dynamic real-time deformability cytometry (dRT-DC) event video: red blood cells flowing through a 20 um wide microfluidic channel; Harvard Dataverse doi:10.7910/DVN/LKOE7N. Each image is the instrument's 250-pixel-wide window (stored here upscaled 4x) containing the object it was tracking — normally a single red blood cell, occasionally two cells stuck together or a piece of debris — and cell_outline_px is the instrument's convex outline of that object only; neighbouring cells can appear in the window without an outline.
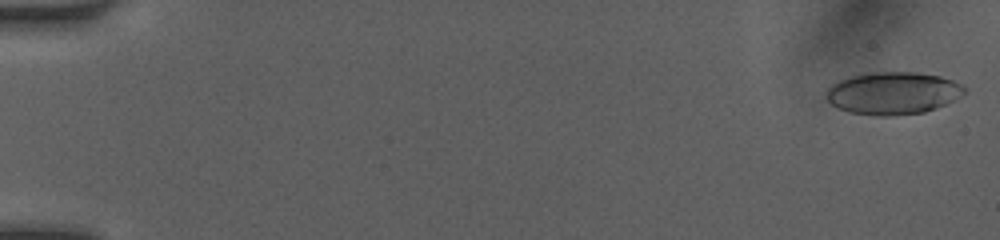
{"species": "human", "species_latin": "Homo sapiens", "temperature_condition": "room temperature", "stored_images_in_passage": 50, "camera_frame_rate_fps": 3000, "um_per_image_px": 0.085, "donor": {"sex": "female"}, "frame": {"image": 1, "passage_image": 1, "time_ms": 0.0, "image_size_px": [1000, 240], "cell_outline_px": [[968, 92], [956, 100], [936, 108], [924, 112], [892, 116], [872, 116], [848, 112], [836, 108], [824, 96], [828, 88], [832, 84], [848, 76], [872, 72], [916, 72], [940, 76], [964, 84], [968, 88]], "centroid_in_image_um": [75.93, 7.92], "position_along_channel_um": 9.1, "area_um2": 34.85}}
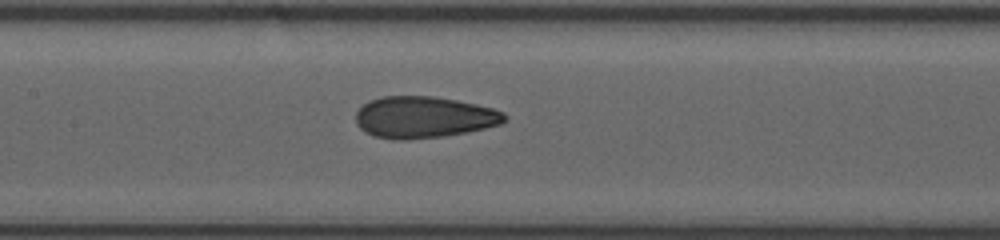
{"frame": {"image": 2, "passage_image": 25, "time_ms": 8.0, "image_size_px": [1000, 240], "cell_outline_px": [[508, 120], [500, 124], [468, 132], [444, 136], [400, 140], [396, 140], [376, 136], [364, 132], [356, 124], [356, 112], [368, 100], [380, 96], [432, 96], [456, 100], [476, 104], [492, 108], [504, 112], [508, 116]], "centroid_in_image_um": [36.03, 9.96], "position_along_channel_um": 171.4, "area_um2": 36.18}}
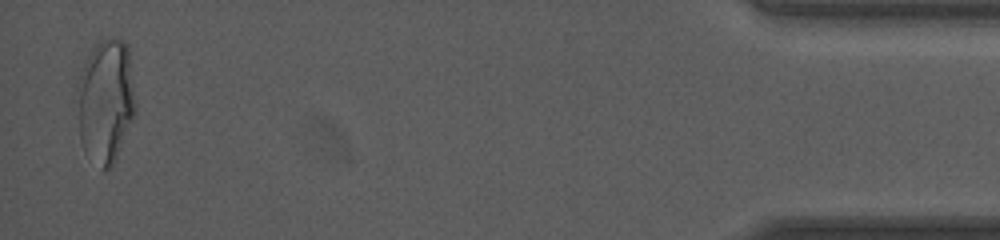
{"frame": {"image": 3, "passage_image": 49, "time_ms": 16.0, "image_size_px": [1000, 240], "cell_outline_px": [[136, 112], [116, 160], [104, 172], [84, 148], [80, 140], [76, 88], [80, 72], [92, 48], [100, 40], [112, 36], [116, 36], [124, 40], [128, 44], [136, 104]], "centroid_in_image_um": [9.0, 8.52], "position_along_channel_um": 426.2, "area_um2": 42.54}, "authors_computed_cell_mechanics": {"area_um2": 35.547, "velocity_mm_per_s": 4.1798, "shape_relaxation_time_tau1_ms": 9.5241, "shape_relaxation_time_tau2_ms": 1.2304, "deformation_change_tau1": 0.2512, "deformation_change_tau2": 0.0796}}